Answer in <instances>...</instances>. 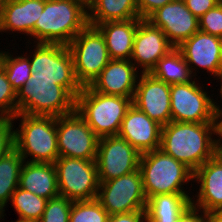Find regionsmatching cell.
<instances>
[{"label": "cell", "mask_w": 222, "mask_h": 222, "mask_svg": "<svg viewBox=\"0 0 222 222\" xmlns=\"http://www.w3.org/2000/svg\"><path fill=\"white\" fill-rule=\"evenodd\" d=\"M217 122H169L161 129L160 149L195 172L215 156Z\"/></svg>", "instance_id": "1"}, {"label": "cell", "mask_w": 222, "mask_h": 222, "mask_svg": "<svg viewBox=\"0 0 222 222\" xmlns=\"http://www.w3.org/2000/svg\"><path fill=\"white\" fill-rule=\"evenodd\" d=\"M87 25V0H44L31 39L33 43L68 45Z\"/></svg>", "instance_id": "2"}, {"label": "cell", "mask_w": 222, "mask_h": 222, "mask_svg": "<svg viewBox=\"0 0 222 222\" xmlns=\"http://www.w3.org/2000/svg\"><path fill=\"white\" fill-rule=\"evenodd\" d=\"M13 120H21L14 130V148L24 161L54 164L59 157L57 117L18 113Z\"/></svg>", "instance_id": "3"}, {"label": "cell", "mask_w": 222, "mask_h": 222, "mask_svg": "<svg viewBox=\"0 0 222 222\" xmlns=\"http://www.w3.org/2000/svg\"><path fill=\"white\" fill-rule=\"evenodd\" d=\"M139 170L147 199L158 194H189L183 185L193 181L194 172L160 148L140 155Z\"/></svg>", "instance_id": "4"}, {"label": "cell", "mask_w": 222, "mask_h": 222, "mask_svg": "<svg viewBox=\"0 0 222 222\" xmlns=\"http://www.w3.org/2000/svg\"><path fill=\"white\" fill-rule=\"evenodd\" d=\"M133 98L105 95L82 87L76 97L75 111L99 137L117 136Z\"/></svg>", "instance_id": "5"}, {"label": "cell", "mask_w": 222, "mask_h": 222, "mask_svg": "<svg viewBox=\"0 0 222 222\" xmlns=\"http://www.w3.org/2000/svg\"><path fill=\"white\" fill-rule=\"evenodd\" d=\"M76 98L55 80L30 77L17 93V114L59 117L75 111Z\"/></svg>", "instance_id": "6"}, {"label": "cell", "mask_w": 222, "mask_h": 222, "mask_svg": "<svg viewBox=\"0 0 222 222\" xmlns=\"http://www.w3.org/2000/svg\"><path fill=\"white\" fill-rule=\"evenodd\" d=\"M30 55L31 77H47L65 87L75 98L82 86L74 71L73 56L68 45L57 43H35ZM32 57V58H31Z\"/></svg>", "instance_id": "7"}, {"label": "cell", "mask_w": 222, "mask_h": 222, "mask_svg": "<svg viewBox=\"0 0 222 222\" xmlns=\"http://www.w3.org/2000/svg\"><path fill=\"white\" fill-rule=\"evenodd\" d=\"M68 47L73 56L76 79L82 87L89 86L111 60L103 35L89 24Z\"/></svg>", "instance_id": "8"}, {"label": "cell", "mask_w": 222, "mask_h": 222, "mask_svg": "<svg viewBox=\"0 0 222 222\" xmlns=\"http://www.w3.org/2000/svg\"><path fill=\"white\" fill-rule=\"evenodd\" d=\"M59 195L71 201L97 197L99 178L95 160L58 157L54 162Z\"/></svg>", "instance_id": "9"}, {"label": "cell", "mask_w": 222, "mask_h": 222, "mask_svg": "<svg viewBox=\"0 0 222 222\" xmlns=\"http://www.w3.org/2000/svg\"><path fill=\"white\" fill-rule=\"evenodd\" d=\"M96 199L109 215L145 211L147 197L139 168L118 178L101 182Z\"/></svg>", "instance_id": "10"}, {"label": "cell", "mask_w": 222, "mask_h": 222, "mask_svg": "<svg viewBox=\"0 0 222 222\" xmlns=\"http://www.w3.org/2000/svg\"><path fill=\"white\" fill-rule=\"evenodd\" d=\"M194 79L170 85L171 118L173 122H217L214 100Z\"/></svg>", "instance_id": "11"}, {"label": "cell", "mask_w": 222, "mask_h": 222, "mask_svg": "<svg viewBox=\"0 0 222 222\" xmlns=\"http://www.w3.org/2000/svg\"><path fill=\"white\" fill-rule=\"evenodd\" d=\"M59 157L96 160L99 137L76 112L57 117Z\"/></svg>", "instance_id": "12"}, {"label": "cell", "mask_w": 222, "mask_h": 222, "mask_svg": "<svg viewBox=\"0 0 222 222\" xmlns=\"http://www.w3.org/2000/svg\"><path fill=\"white\" fill-rule=\"evenodd\" d=\"M140 155L118 135L99 138L95 160L99 183L136 171L139 168Z\"/></svg>", "instance_id": "13"}, {"label": "cell", "mask_w": 222, "mask_h": 222, "mask_svg": "<svg viewBox=\"0 0 222 222\" xmlns=\"http://www.w3.org/2000/svg\"><path fill=\"white\" fill-rule=\"evenodd\" d=\"M146 20L160 28L175 48L199 31V19L186 7L184 0L165 4Z\"/></svg>", "instance_id": "14"}, {"label": "cell", "mask_w": 222, "mask_h": 222, "mask_svg": "<svg viewBox=\"0 0 222 222\" xmlns=\"http://www.w3.org/2000/svg\"><path fill=\"white\" fill-rule=\"evenodd\" d=\"M141 74L137 81L132 104L152 120L165 126L172 121L170 84L154 77L151 73Z\"/></svg>", "instance_id": "15"}, {"label": "cell", "mask_w": 222, "mask_h": 222, "mask_svg": "<svg viewBox=\"0 0 222 222\" xmlns=\"http://www.w3.org/2000/svg\"><path fill=\"white\" fill-rule=\"evenodd\" d=\"M177 49L181 52L194 77L197 76L198 68L207 70L208 73L213 75V78L219 76L222 66L221 37L199 30L189 39L182 42Z\"/></svg>", "instance_id": "16"}, {"label": "cell", "mask_w": 222, "mask_h": 222, "mask_svg": "<svg viewBox=\"0 0 222 222\" xmlns=\"http://www.w3.org/2000/svg\"><path fill=\"white\" fill-rule=\"evenodd\" d=\"M174 48L160 28L141 19L135 32L130 61L137 69H142L141 73H150L157 62Z\"/></svg>", "instance_id": "17"}, {"label": "cell", "mask_w": 222, "mask_h": 222, "mask_svg": "<svg viewBox=\"0 0 222 222\" xmlns=\"http://www.w3.org/2000/svg\"><path fill=\"white\" fill-rule=\"evenodd\" d=\"M161 129L160 124L132 104L122 120L118 136L142 154L160 148Z\"/></svg>", "instance_id": "18"}, {"label": "cell", "mask_w": 222, "mask_h": 222, "mask_svg": "<svg viewBox=\"0 0 222 222\" xmlns=\"http://www.w3.org/2000/svg\"><path fill=\"white\" fill-rule=\"evenodd\" d=\"M139 76L130 60L111 59L89 87L105 95L133 98Z\"/></svg>", "instance_id": "19"}, {"label": "cell", "mask_w": 222, "mask_h": 222, "mask_svg": "<svg viewBox=\"0 0 222 222\" xmlns=\"http://www.w3.org/2000/svg\"><path fill=\"white\" fill-rule=\"evenodd\" d=\"M193 181L200 185L191 204L210 215L222 211V162L215 156L207 160L194 172Z\"/></svg>", "instance_id": "20"}, {"label": "cell", "mask_w": 222, "mask_h": 222, "mask_svg": "<svg viewBox=\"0 0 222 222\" xmlns=\"http://www.w3.org/2000/svg\"><path fill=\"white\" fill-rule=\"evenodd\" d=\"M44 10V0H8L0 5V33L16 32L31 37Z\"/></svg>", "instance_id": "21"}, {"label": "cell", "mask_w": 222, "mask_h": 222, "mask_svg": "<svg viewBox=\"0 0 222 222\" xmlns=\"http://www.w3.org/2000/svg\"><path fill=\"white\" fill-rule=\"evenodd\" d=\"M140 20L109 21L95 26L104 37L110 59L130 60Z\"/></svg>", "instance_id": "22"}, {"label": "cell", "mask_w": 222, "mask_h": 222, "mask_svg": "<svg viewBox=\"0 0 222 222\" xmlns=\"http://www.w3.org/2000/svg\"><path fill=\"white\" fill-rule=\"evenodd\" d=\"M19 187L47 200L59 196L55 165L24 161Z\"/></svg>", "instance_id": "23"}, {"label": "cell", "mask_w": 222, "mask_h": 222, "mask_svg": "<svg viewBox=\"0 0 222 222\" xmlns=\"http://www.w3.org/2000/svg\"><path fill=\"white\" fill-rule=\"evenodd\" d=\"M88 24L140 18L136 0H87Z\"/></svg>", "instance_id": "24"}, {"label": "cell", "mask_w": 222, "mask_h": 222, "mask_svg": "<svg viewBox=\"0 0 222 222\" xmlns=\"http://www.w3.org/2000/svg\"><path fill=\"white\" fill-rule=\"evenodd\" d=\"M189 194H158L147 199V222H176L191 205Z\"/></svg>", "instance_id": "25"}, {"label": "cell", "mask_w": 222, "mask_h": 222, "mask_svg": "<svg viewBox=\"0 0 222 222\" xmlns=\"http://www.w3.org/2000/svg\"><path fill=\"white\" fill-rule=\"evenodd\" d=\"M23 157L13 148L0 159V219L4 218L7 203L19 186Z\"/></svg>", "instance_id": "26"}, {"label": "cell", "mask_w": 222, "mask_h": 222, "mask_svg": "<svg viewBox=\"0 0 222 222\" xmlns=\"http://www.w3.org/2000/svg\"><path fill=\"white\" fill-rule=\"evenodd\" d=\"M150 73L170 85L187 83L194 79L187 62L177 48L163 56Z\"/></svg>", "instance_id": "27"}, {"label": "cell", "mask_w": 222, "mask_h": 222, "mask_svg": "<svg viewBox=\"0 0 222 222\" xmlns=\"http://www.w3.org/2000/svg\"><path fill=\"white\" fill-rule=\"evenodd\" d=\"M10 203L19 215V219L39 221L45 210L47 199L18 186L12 194Z\"/></svg>", "instance_id": "28"}, {"label": "cell", "mask_w": 222, "mask_h": 222, "mask_svg": "<svg viewBox=\"0 0 222 222\" xmlns=\"http://www.w3.org/2000/svg\"><path fill=\"white\" fill-rule=\"evenodd\" d=\"M16 93L31 77L30 59L27 55L14 57L10 52L5 51L1 66Z\"/></svg>", "instance_id": "29"}, {"label": "cell", "mask_w": 222, "mask_h": 222, "mask_svg": "<svg viewBox=\"0 0 222 222\" xmlns=\"http://www.w3.org/2000/svg\"><path fill=\"white\" fill-rule=\"evenodd\" d=\"M109 214L95 198L73 201L69 222H107Z\"/></svg>", "instance_id": "30"}, {"label": "cell", "mask_w": 222, "mask_h": 222, "mask_svg": "<svg viewBox=\"0 0 222 222\" xmlns=\"http://www.w3.org/2000/svg\"><path fill=\"white\" fill-rule=\"evenodd\" d=\"M73 201L63 196L47 200L39 222H69Z\"/></svg>", "instance_id": "31"}, {"label": "cell", "mask_w": 222, "mask_h": 222, "mask_svg": "<svg viewBox=\"0 0 222 222\" xmlns=\"http://www.w3.org/2000/svg\"><path fill=\"white\" fill-rule=\"evenodd\" d=\"M17 114V93L0 68V118H13Z\"/></svg>", "instance_id": "32"}, {"label": "cell", "mask_w": 222, "mask_h": 222, "mask_svg": "<svg viewBox=\"0 0 222 222\" xmlns=\"http://www.w3.org/2000/svg\"><path fill=\"white\" fill-rule=\"evenodd\" d=\"M199 30L222 38V2L199 18Z\"/></svg>", "instance_id": "33"}, {"label": "cell", "mask_w": 222, "mask_h": 222, "mask_svg": "<svg viewBox=\"0 0 222 222\" xmlns=\"http://www.w3.org/2000/svg\"><path fill=\"white\" fill-rule=\"evenodd\" d=\"M13 123V118H0V159L14 148Z\"/></svg>", "instance_id": "34"}, {"label": "cell", "mask_w": 222, "mask_h": 222, "mask_svg": "<svg viewBox=\"0 0 222 222\" xmlns=\"http://www.w3.org/2000/svg\"><path fill=\"white\" fill-rule=\"evenodd\" d=\"M186 7L198 19L203 16L209 9L214 8L220 3L219 0H184Z\"/></svg>", "instance_id": "35"}, {"label": "cell", "mask_w": 222, "mask_h": 222, "mask_svg": "<svg viewBox=\"0 0 222 222\" xmlns=\"http://www.w3.org/2000/svg\"><path fill=\"white\" fill-rule=\"evenodd\" d=\"M176 222H210V214L191 204Z\"/></svg>", "instance_id": "36"}, {"label": "cell", "mask_w": 222, "mask_h": 222, "mask_svg": "<svg viewBox=\"0 0 222 222\" xmlns=\"http://www.w3.org/2000/svg\"><path fill=\"white\" fill-rule=\"evenodd\" d=\"M173 0H136L140 19H147L158 8Z\"/></svg>", "instance_id": "37"}, {"label": "cell", "mask_w": 222, "mask_h": 222, "mask_svg": "<svg viewBox=\"0 0 222 222\" xmlns=\"http://www.w3.org/2000/svg\"><path fill=\"white\" fill-rule=\"evenodd\" d=\"M107 222H147L146 211L109 215Z\"/></svg>", "instance_id": "38"}, {"label": "cell", "mask_w": 222, "mask_h": 222, "mask_svg": "<svg viewBox=\"0 0 222 222\" xmlns=\"http://www.w3.org/2000/svg\"><path fill=\"white\" fill-rule=\"evenodd\" d=\"M215 139V157L222 162V135L217 131Z\"/></svg>", "instance_id": "39"}, {"label": "cell", "mask_w": 222, "mask_h": 222, "mask_svg": "<svg viewBox=\"0 0 222 222\" xmlns=\"http://www.w3.org/2000/svg\"><path fill=\"white\" fill-rule=\"evenodd\" d=\"M214 102V109L217 115V131L222 135V107Z\"/></svg>", "instance_id": "40"}, {"label": "cell", "mask_w": 222, "mask_h": 222, "mask_svg": "<svg viewBox=\"0 0 222 222\" xmlns=\"http://www.w3.org/2000/svg\"><path fill=\"white\" fill-rule=\"evenodd\" d=\"M210 222H222V211L210 215Z\"/></svg>", "instance_id": "41"}, {"label": "cell", "mask_w": 222, "mask_h": 222, "mask_svg": "<svg viewBox=\"0 0 222 222\" xmlns=\"http://www.w3.org/2000/svg\"><path fill=\"white\" fill-rule=\"evenodd\" d=\"M15 222H39V221H37V220H22V219L18 218V220H16Z\"/></svg>", "instance_id": "42"}, {"label": "cell", "mask_w": 222, "mask_h": 222, "mask_svg": "<svg viewBox=\"0 0 222 222\" xmlns=\"http://www.w3.org/2000/svg\"><path fill=\"white\" fill-rule=\"evenodd\" d=\"M4 53L5 51L0 50V68L2 66V59H3Z\"/></svg>", "instance_id": "43"}, {"label": "cell", "mask_w": 222, "mask_h": 222, "mask_svg": "<svg viewBox=\"0 0 222 222\" xmlns=\"http://www.w3.org/2000/svg\"><path fill=\"white\" fill-rule=\"evenodd\" d=\"M218 79H220V82H221V86H220V87H221V88H220V95H221V96H220V97H221V99H222V76H218V77H217V80H218Z\"/></svg>", "instance_id": "44"}, {"label": "cell", "mask_w": 222, "mask_h": 222, "mask_svg": "<svg viewBox=\"0 0 222 222\" xmlns=\"http://www.w3.org/2000/svg\"><path fill=\"white\" fill-rule=\"evenodd\" d=\"M8 0H0V5L7 2Z\"/></svg>", "instance_id": "45"}, {"label": "cell", "mask_w": 222, "mask_h": 222, "mask_svg": "<svg viewBox=\"0 0 222 222\" xmlns=\"http://www.w3.org/2000/svg\"><path fill=\"white\" fill-rule=\"evenodd\" d=\"M219 76H222V66H221V70H220V74H219Z\"/></svg>", "instance_id": "46"}]
</instances>
